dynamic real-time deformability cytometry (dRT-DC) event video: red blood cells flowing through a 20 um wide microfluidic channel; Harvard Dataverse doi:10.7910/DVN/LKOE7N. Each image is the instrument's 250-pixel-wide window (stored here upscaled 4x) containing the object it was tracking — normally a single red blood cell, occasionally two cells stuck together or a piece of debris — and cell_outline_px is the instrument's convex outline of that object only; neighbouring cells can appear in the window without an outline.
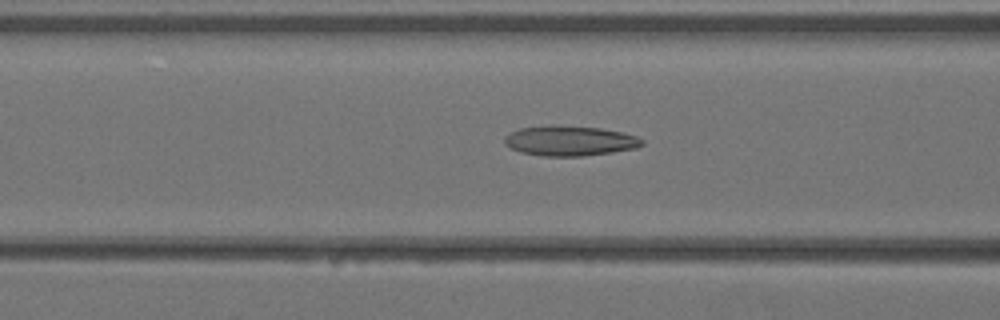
{"species": "Egyptian fruit bat (a non-hibernating species)", "species_latin": "Rousettus aegyptiacus", "temperature_condition": "warm", "stored_images_in_passage": 5, "camera_frame_rate_fps": 3000, "um_per_image_px": 0.085, "animal": {"sex": "female"}, "frame": {"image": 1, "passage_image": 5, "time_ms": 1.333, "image_size_px": [1000, 320], "cell_outline_px": [[644, 144], [636, 148], [612, 152], [584, 156], [540, 156], [520, 152], [504, 144], [504, 136], [520, 128], [600, 128], [620, 132], [636, 136], [644, 140]], "centroid_in_image_um": [48.46, 12.02], "position_along_channel_um": 118.1, "area_um2": 23.06}}